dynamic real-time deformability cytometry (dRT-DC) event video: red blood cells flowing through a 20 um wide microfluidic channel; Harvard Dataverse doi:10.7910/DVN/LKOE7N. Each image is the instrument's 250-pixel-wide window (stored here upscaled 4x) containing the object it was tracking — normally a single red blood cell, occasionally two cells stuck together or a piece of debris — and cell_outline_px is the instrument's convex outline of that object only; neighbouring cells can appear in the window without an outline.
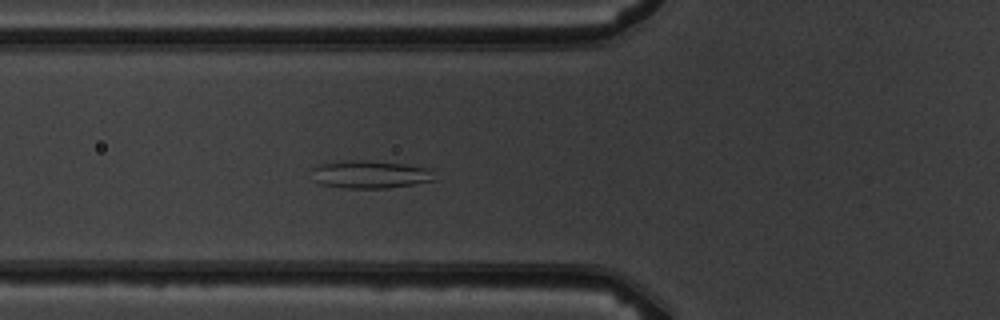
{"species": "common noctule bat (a hibernating species)", "species_latin": "Nyctalus noctula", "temperature_condition": "warm", "stored_images_in_passage": 6, "camera_frame_rate_fps": 3000, "um_per_image_px": 0.085, "animal": {"sex": "male", "body_mass_g": 19.5, "forearm_length_mm": 54.6}, "frame": {"image": 1, "passage_image": 6, "time_ms": 6.0, "image_size_px": [1000, 320], "cell_outline_px": [[436, 180], [388, 188], [344, 188], [320, 184], [312, 180], [312, 168], [320, 164], [352, 160], [364, 160], [404, 164], [428, 168]], "centroid_in_image_um": [31.41, 14.83], "position_along_channel_um": 94.4, "area_um2": 19.77}}